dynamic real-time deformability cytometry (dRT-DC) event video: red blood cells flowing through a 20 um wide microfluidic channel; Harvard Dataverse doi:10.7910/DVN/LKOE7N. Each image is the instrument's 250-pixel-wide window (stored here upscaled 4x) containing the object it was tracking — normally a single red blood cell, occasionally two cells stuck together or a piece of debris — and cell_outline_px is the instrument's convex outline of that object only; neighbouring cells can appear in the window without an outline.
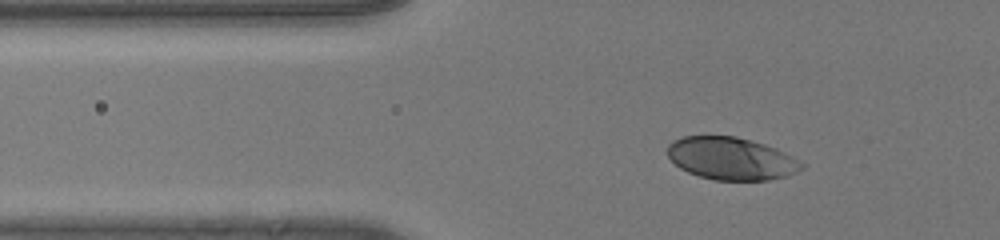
{"species": "human", "species_latin": "Homo sapiens", "temperature_condition": "room temperature", "stored_images_in_passage": 42, "camera_frame_rate_fps": 3000, "um_per_image_px": 0.085, "donor": {"sex": "male"}, "frame": {"image": 1, "passage_image": 12, "time_ms": 3.667, "image_size_px": [1000, 240], "cell_outline_px": [[804, 168], [796, 172], [784, 176], [768, 180], [716, 180], [700, 176], [688, 172], [680, 168], [668, 156], [668, 144], [672, 140], [680, 136], [736, 136], [764, 144], [776, 148], [792, 156], [804, 164]], "centroid_in_image_um": [62.14, 13.46], "position_along_channel_um": 63.7, "area_um2": 33.12}}
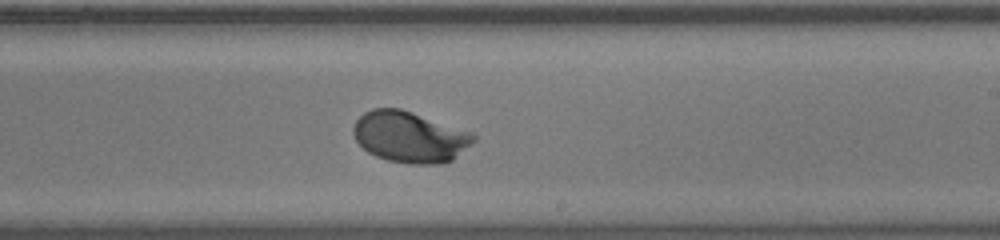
{"frame": {"image": 2, "passage_image": 28, "time_ms": 9.0, "image_size_px": [1000, 240], "cell_outline_px": [[476, 140], [452, 160], [440, 164], [408, 164], [388, 160], [376, 156], [368, 152], [356, 140], [352, 132], [352, 128], [356, 120], [364, 112], [372, 108], [400, 108], [472, 132], [476, 136]], "centroid_in_image_um": [34.82, 11.64], "position_along_channel_um": 254.2, "area_um2": 35.78}}
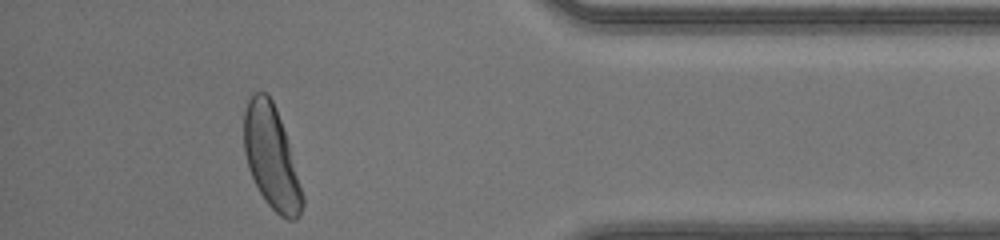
{"frame": {"image": 3, "passage_image": 41, "time_ms": 13.333, "image_size_px": [1000, 240], "cell_outline_px": [[304, 204], [300, 216], [296, 220], [288, 220], [280, 216], [268, 204], [260, 192], [248, 168], [244, 152], [244, 112], [248, 100], [256, 92], [264, 92], [272, 100], [276, 108], [288, 144], [304, 196]], "centroid_in_image_um": [23.06, 13.42], "position_along_channel_um": 412.1, "area_um2": 34.51}, "authors_computed_cell_mechanics": {"area_um2": 34.8823, "velocity_mm_per_s": 4.0972, "shape_relaxation_time_tau1_ms": 2.0085, "shape_relaxation_time_tau2_ms": null, "deformation_change_tau1": 0.1437, "deformation_change_tau2": null}}